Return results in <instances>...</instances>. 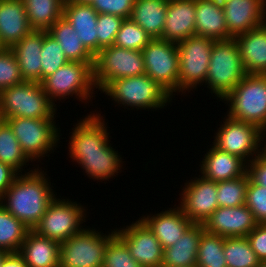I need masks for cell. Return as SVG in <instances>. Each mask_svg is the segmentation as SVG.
Returning a JSON list of instances; mask_svg holds the SVG:
<instances>
[{
    "mask_svg": "<svg viewBox=\"0 0 266 267\" xmlns=\"http://www.w3.org/2000/svg\"><path fill=\"white\" fill-rule=\"evenodd\" d=\"M92 112L73 125L68 151L89 179L109 181L121 172L124 159L111 147L104 117L96 110Z\"/></svg>",
    "mask_w": 266,
    "mask_h": 267,
    "instance_id": "6da1fadb",
    "label": "cell"
},
{
    "mask_svg": "<svg viewBox=\"0 0 266 267\" xmlns=\"http://www.w3.org/2000/svg\"><path fill=\"white\" fill-rule=\"evenodd\" d=\"M38 168L39 165L23 175L19 173L0 199L2 206L30 230L38 224L57 195L46 171Z\"/></svg>",
    "mask_w": 266,
    "mask_h": 267,
    "instance_id": "7a4b0ae2",
    "label": "cell"
},
{
    "mask_svg": "<svg viewBox=\"0 0 266 267\" xmlns=\"http://www.w3.org/2000/svg\"><path fill=\"white\" fill-rule=\"evenodd\" d=\"M100 92L110 96L119 106L123 105L124 108L129 106L133 110L136 108L149 111L152 108L151 110L156 111L171 104L174 98L146 74L116 79L109 82Z\"/></svg>",
    "mask_w": 266,
    "mask_h": 267,
    "instance_id": "3957f363",
    "label": "cell"
},
{
    "mask_svg": "<svg viewBox=\"0 0 266 267\" xmlns=\"http://www.w3.org/2000/svg\"><path fill=\"white\" fill-rule=\"evenodd\" d=\"M56 105L48 98L40 82L23 81L0 91V115L3 119H55Z\"/></svg>",
    "mask_w": 266,
    "mask_h": 267,
    "instance_id": "277c9868",
    "label": "cell"
},
{
    "mask_svg": "<svg viewBox=\"0 0 266 267\" xmlns=\"http://www.w3.org/2000/svg\"><path fill=\"white\" fill-rule=\"evenodd\" d=\"M246 75L235 39L215 40L205 81L210 93L223 102Z\"/></svg>",
    "mask_w": 266,
    "mask_h": 267,
    "instance_id": "5b68a950",
    "label": "cell"
},
{
    "mask_svg": "<svg viewBox=\"0 0 266 267\" xmlns=\"http://www.w3.org/2000/svg\"><path fill=\"white\" fill-rule=\"evenodd\" d=\"M223 101L230 118L266 129V75L247 74Z\"/></svg>",
    "mask_w": 266,
    "mask_h": 267,
    "instance_id": "8992f818",
    "label": "cell"
},
{
    "mask_svg": "<svg viewBox=\"0 0 266 267\" xmlns=\"http://www.w3.org/2000/svg\"><path fill=\"white\" fill-rule=\"evenodd\" d=\"M93 64L69 61L41 82L44 92L54 104L56 100H64L73 95L87 104L96 92Z\"/></svg>",
    "mask_w": 266,
    "mask_h": 267,
    "instance_id": "52a82bcc",
    "label": "cell"
},
{
    "mask_svg": "<svg viewBox=\"0 0 266 267\" xmlns=\"http://www.w3.org/2000/svg\"><path fill=\"white\" fill-rule=\"evenodd\" d=\"M4 121L12 129L23 152L31 162L40 161L45 155L49 157V152H54L60 143L61 130L54 119L17 117L6 118Z\"/></svg>",
    "mask_w": 266,
    "mask_h": 267,
    "instance_id": "ba28073f",
    "label": "cell"
},
{
    "mask_svg": "<svg viewBox=\"0 0 266 267\" xmlns=\"http://www.w3.org/2000/svg\"><path fill=\"white\" fill-rule=\"evenodd\" d=\"M142 74H145L142 51L111 45L94 56L93 80L98 91L116 79Z\"/></svg>",
    "mask_w": 266,
    "mask_h": 267,
    "instance_id": "9c48e42d",
    "label": "cell"
},
{
    "mask_svg": "<svg viewBox=\"0 0 266 267\" xmlns=\"http://www.w3.org/2000/svg\"><path fill=\"white\" fill-rule=\"evenodd\" d=\"M101 232L85 227L61 243L59 267H102L106 246L116 228L107 235Z\"/></svg>",
    "mask_w": 266,
    "mask_h": 267,
    "instance_id": "30bf717a",
    "label": "cell"
},
{
    "mask_svg": "<svg viewBox=\"0 0 266 267\" xmlns=\"http://www.w3.org/2000/svg\"><path fill=\"white\" fill-rule=\"evenodd\" d=\"M84 208L76 201L55 197L33 231L61 244L84 229L81 225L86 222Z\"/></svg>",
    "mask_w": 266,
    "mask_h": 267,
    "instance_id": "8fae6325",
    "label": "cell"
},
{
    "mask_svg": "<svg viewBox=\"0 0 266 267\" xmlns=\"http://www.w3.org/2000/svg\"><path fill=\"white\" fill-rule=\"evenodd\" d=\"M214 41L211 38L193 35L177 43L180 65L179 93H189L205 83Z\"/></svg>",
    "mask_w": 266,
    "mask_h": 267,
    "instance_id": "7c38bea8",
    "label": "cell"
},
{
    "mask_svg": "<svg viewBox=\"0 0 266 267\" xmlns=\"http://www.w3.org/2000/svg\"><path fill=\"white\" fill-rule=\"evenodd\" d=\"M217 128L213 145L219 150L239 156L247 164L262 153L263 131L256 125L237 121L228 115ZM251 158V159H250Z\"/></svg>",
    "mask_w": 266,
    "mask_h": 267,
    "instance_id": "4fadbf2b",
    "label": "cell"
},
{
    "mask_svg": "<svg viewBox=\"0 0 266 267\" xmlns=\"http://www.w3.org/2000/svg\"><path fill=\"white\" fill-rule=\"evenodd\" d=\"M142 52L145 74L158 82L172 96L178 94L180 65L177 43L154 38Z\"/></svg>",
    "mask_w": 266,
    "mask_h": 267,
    "instance_id": "5bb4252c",
    "label": "cell"
},
{
    "mask_svg": "<svg viewBox=\"0 0 266 267\" xmlns=\"http://www.w3.org/2000/svg\"><path fill=\"white\" fill-rule=\"evenodd\" d=\"M189 181L182 187L178 205L192 223L203 224L218 208L217 182L201 175Z\"/></svg>",
    "mask_w": 266,
    "mask_h": 267,
    "instance_id": "9a60e30c",
    "label": "cell"
},
{
    "mask_svg": "<svg viewBox=\"0 0 266 267\" xmlns=\"http://www.w3.org/2000/svg\"><path fill=\"white\" fill-rule=\"evenodd\" d=\"M116 234L126 243L132 257L142 267L162 266L164 249L140 218L126 228H116Z\"/></svg>",
    "mask_w": 266,
    "mask_h": 267,
    "instance_id": "2e32d148",
    "label": "cell"
},
{
    "mask_svg": "<svg viewBox=\"0 0 266 267\" xmlns=\"http://www.w3.org/2000/svg\"><path fill=\"white\" fill-rule=\"evenodd\" d=\"M257 224L249 208L241 205L218 207L202 225L207 233L229 238L246 237Z\"/></svg>",
    "mask_w": 266,
    "mask_h": 267,
    "instance_id": "e0dca14e",
    "label": "cell"
},
{
    "mask_svg": "<svg viewBox=\"0 0 266 267\" xmlns=\"http://www.w3.org/2000/svg\"><path fill=\"white\" fill-rule=\"evenodd\" d=\"M222 5L233 38L266 22V0H227Z\"/></svg>",
    "mask_w": 266,
    "mask_h": 267,
    "instance_id": "ac0fdd59",
    "label": "cell"
},
{
    "mask_svg": "<svg viewBox=\"0 0 266 267\" xmlns=\"http://www.w3.org/2000/svg\"><path fill=\"white\" fill-rule=\"evenodd\" d=\"M195 0H168L161 39L179 43L195 35Z\"/></svg>",
    "mask_w": 266,
    "mask_h": 267,
    "instance_id": "d6986e66",
    "label": "cell"
},
{
    "mask_svg": "<svg viewBox=\"0 0 266 267\" xmlns=\"http://www.w3.org/2000/svg\"><path fill=\"white\" fill-rule=\"evenodd\" d=\"M168 209L154 215L141 216V220L153 232L163 249L173 245L193 224L179 205Z\"/></svg>",
    "mask_w": 266,
    "mask_h": 267,
    "instance_id": "ffe728a7",
    "label": "cell"
},
{
    "mask_svg": "<svg viewBox=\"0 0 266 267\" xmlns=\"http://www.w3.org/2000/svg\"><path fill=\"white\" fill-rule=\"evenodd\" d=\"M32 31L23 0H0V42L5 48H10Z\"/></svg>",
    "mask_w": 266,
    "mask_h": 267,
    "instance_id": "44dd1931",
    "label": "cell"
},
{
    "mask_svg": "<svg viewBox=\"0 0 266 267\" xmlns=\"http://www.w3.org/2000/svg\"><path fill=\"white\" fill-rule=\"evenodd\" d=\"M211 147L199 165V173L204 178L219 182L238 178L247 172V163L239 156L221 151L213 144Z\"/></svg>",
    "mask_w": 266,
    "mask_h": 267,
    "instance_id": "7402d4cb",
    "label": "cell"
},
{
    "mask_svg": "<svg viewBox=\"0 0 266 267\" xmlns=\"http://www.w3.org/2000/svg\"><path fill=\"white\" fill-rule=\"evenodd\" d=\"M63 18L72 25L85 48L95 56L97 54L98 13L93 7L90 4L65 0Z\"/></svg>",
    "mask_w": 266,
    "mask_h": 267,
    "instance_id": "603a6c76",
    "label": "cell"
},
{
    "mask_svg": "<svg viewBox=\"0 0 266 267\" xmlns=\"http://www.w3.org/2000/svg\"><path fill=\"white\" fill-rule=\"evenodd\" d=\"M234 39L246 73L266 75V22Z\"/></svg>",
    "mask_w": 266,
    "mask_h": 267,
    "instance_id": "cb8c5ba5",
    "label": "cell"
},
{
    "mask_svg": "<svg viewBox=\"0 0 266 267\" xmlns=\"http://www.w3.org/2000/svg\"><path fill=\"white\" fill-rule=\"evenodd\" d=\"M43 31L33 30L22 40L12 45L10 49L15 55L24 81L41 83V51Z\"/></svg>",
    "mask_w": 266,
    "mask_h": 267,
    "instance_id": "d4e9b609",
    "label": "cell"
},
{
    "mask_svg": "<svg viewBox=\"0 0 266 267\" xmlns=\"http://www.w3.org/2000/svg\"><path fill=\"white\" fill-rule=\"evenodd\" d=\"M60 243L29 230L18 254L27 267H59Z\"/></svg>",
    "mask_w": 266,
    "mask_h": 267,
    "instance_id": "484cf974",
    "label": "cell"
},
{
    "mask_svg": "<svg viewBox=\"0 0 266 267\" xmlns=\"http://www.w3.org/2000/svg\"><path fill=\"white\" fill-rule=\"evenodd\" d=\"M195 35L213 40L233 38L227 30L223 5L215 0H195Z\"/></svg>",
    "mask_w": 266,
    "mask_h": 267,
    "instance_id": "4316f807",
    "label": "cell"
},
{
    "mask_svg": "<svg viewBox=\"0 0 266 267\" xmlns=\"http://www.w3.org/2000/svg\"><path fill=\"white\" fill-rule=\"evenodd\" d=\"M202 224H192L173 245L164 249L162 266L196 267Z\"/></svg>",
    "mask_w": 266,
    "mask_h": 267,
    "instance_id": "83f0119b",
    "label": "cell"
},
{
    "mask_svg": "<svg viewBox=\"0 0 266 267\" xmlns=\"http://www.w3.org/2000/svg\"><path fill=\"white\" fill-rule=\"evenodd\" d=\"M168 0H135L130 19L151 39L161 38L165 25Z\"/></svg>",
    "mask_w": 266,
    "mask_h": 267,
    "instance_id": "f1b7e54d",
    "label": "cell"
},
{
    "mask_svg": "<svg viewBox=\"0 0 266 267\" xmlns=\"http://www.w3.org/2000/svg\"><path fill=\"white\" fill-rule=\"evenodd\" d=\"M47 32L60 44L68 61L94 63V56L85 48L72 25L63 17Z\"/></svg>",
    "mask_w": 266,
    "mask_h": 267,
    "instance_id": "f546056e",
    "label": "cell"
},
{
    "mask_svg": "<svg viewBox=\"0 0 266 267\" xmlns=\"http://www.w3.org/2000/svg\"><path fill=\"white\" fill-rule=\"evenodd\" d=\"M33 30L47 31L63 17L65 0H23Z\"/></svg>",
    "mask_w": 266,
    "mask_h": 267,
    "instance_id": "4dcf8cb0",
    "label": "cell"
},
{
    "mask_svg": "<svg viewBox=\"0 0 266 267\" xmlns=\"http://www.w3.org/2000/svg\"><path fill=\"white\" fill-rule=\"evenodd\" d=\"M29 230L0 203V249L7 253H18Z\"/></svg>",
    "mask_w": 266,
    "mask_h": 267,
    "instance_id": "1f68e13d",
    "label": "cell"
},
{
    "mask_svg": "<svg viewBox=\"0 0 266 267\" xmlns=\"http://www.w3.org/2000/svg\"><path fill=\"white\" fill-rule=\"evenodd\" d=\"M30 161L23 152L10 126L3 121L0 124V162L11 166L18 173L23 174L22 171L25 170V166Z\"/></svg>",
    "mask_w": 266,
    "mask_h": 267,
    "instance_id": "d6a6232c",
    "label": "cell"
},
{
    "mask_svg": "<svg viewBox=\"0 0 266 267\" xmlns=\"http://www.w3.org/2000/svg\"><path fill=\"white\" fill-rule=\"evenodd\" d=\"M223 253L227 267H258L260 264L246 237L225 238Z\"/></svg>",
    "mask_w": 266,
    "mask_h": 267,
    "instance_id": "836d02e7",
    "label": "cell"
},
{
    "mask_svg": "<svg viewBox=\"0 0 266 267\" xmlns=\"http://www.w3.org/2000/svg\"><path fill=\"white\" fill-rule=\"evenodd\" d=\"M224 241L225 237L204 232L199 241L196 267H227Z\"/></svg>",
    "mask_w": 266,
    "mask_h": 267,
    "instance_id": "e575fe53",
    "label": "cell"
},
{
    "mask_svg": "<svg viewBox=\"0 0 266 267\" xmlns=\"http://www.w3.org/2000/svg\"><path fill=\"white\" fill-rule=\"evenodd\" d=\"M248 173L232 180L217 182L218 207L245 205Z\"/></svg>",
    "mask_w": 266,
    "mask_h": 267,
    "instance_id": "d590c367",
    "label": "cell"
},
{
    "mask_svg": "<svg viewBox=\"0 0 266 267\" xmlns=\"http://www.w3.org/2000/svg\"><path fill=\"white\" fill-rule=\"evenodd\" d=\"M40 56L42 57L41 82L69 62L64 52H62L60 44L47 31H43V45Z\"/></svg>",
    "mask_w": 266,
    "mask_h": 267,
    "instance_id": "8d00e7d4",
    "label": "cell"
},
{
    "mask_svg": "<svg viewBox=\"0 0 266 267\" xmlns=\"http://www.w3.org/2000/svg\"><path fill=\"white\" fill-rule=\"evenodd\" d=\"M150 40V36L143 30V28L128 18L124 19L113 45L128 50L142 51Z\"/></svg>",
    "mask_w": 266,
    "mask_h": 267,
    "instance_id": "74e56055",
    "label": "cell"
},
{
    "mask_svg": "<svg viewBox=\"0 0 266 267\" xmlns=\"http://www.w3.org/2000/svg\"><path fill=\"white\" fill-rule=\"evenodd\" d=\"M102 267H142L131 255L126 243L115 234L108 242Z\"/></svg>",
    "mask_w": 266,
    "mask_h": 267,
    "instance_id": "f35d334b",
    "label": "cell"
},
{
    "mask_svg": "<svg viewBox=\"0 0 266 267\" xmlns=\"http://www.w3.org/2000/svg\"><path fill=\"white\" fill-rule=\"evenodd\" d=\"M124 18L111 14H98L97 19V53L104 47L114 44L116 35Z\"/></svg>",
    "mask_w": 266,
    "mask_h": 267,
    "instance_id": "ab89813d",
    "label": "cell"
},
{
    "mask_svg": "<svg viewBox=\"0 0 266 267\" xmlns=\"http://www.w3.org/2000/svg\"><path fill=\"white\" fill-rule=\"evenodd\" d=\"M23 81L14 53L4 48L0 51V91Z\"/></svg>",
    "mask_w": 266,
    "mask_h": 267,
    "instance_id": "60d3db41",
    "label": "cell"
},
{
    "mask_svg": "<svg viewBox=\"0 0 266 267\" xmlns=\"http://www.w3.org/2000/svg\"><path fill=\"white\" fill-rule=\"evenodd\" d=\"M245 205L253 213L257 223H266V188L255 184L249 175Z\"/></svg>",
    "mask_w": 266,
    "mask_h": 267,
    "instance_id": "b9f144b4",
    "label": "cell"
},
{
    "mask_svg": "<svg viewBox=\"0 0 266 267\" xmlns=\"http://www.w3.org/2000/svg\"><path fill=\"white\" fill-rule=\"evenodd\" d=\"M135 0H92L90 5L98 14L117 15L130 18Z\"/></svg>",
    "mask_w": 266,
    "mask_h": 267,
    "instance_id": "7bdbcfd3",
    "label": "cell"
},
{
    "mask_svg": "<svg viewBox=\"0 0 266 267\" xmlns=\"http://www.w3.org/2000/svg\"><path fill=\"white\" fill-rule=\"evenodd\" d=\"M260 261H266V223H258L246 236Z\"/></svg>",
    "mask_w": 266,
    "mask_h": 267,
    "instance_id": "ee69618b",
    "label": "cell"
},
{
    "mask_svg": "<svg viewBox=\"0 0 266 267\" xmlns=\"http://www.w3.org/2000/svg\"><path fill=\"white\" fill-rule=\"evenodd\" d=\"M249 178L257 185L266 188V155L263 153L247 164Z\"/></svg>",
    "mask_w": 266,
    "mask_h": 267,
    "instance_id": "f6af8a7d",
    "label": "cell"
},
{
    "mask_svg": "<svg viewBox=\"0 0 266 267\" xmlns=\"http://www.w3.org/2000/svg\"><path fill=\"white\" fill-rule=\"evenodd\" d=\"M18 174L11 166L0 162V199Z\"/></svg>",
    "mask_w": 266,
    "mask_h": 267,
    "instance_id": "bcb514c9",
    "label": "cell"
},
{
    "mask_svg": "<svg viewBox=\"0 0 266 267\" xmlns=\"http://www.w3.org/2000/svg\"><path fill=\"white\" fill-rule=\"evenodd\" d=\"M1 267H27L18 253H7L1 262Z\"/></svg>",
    "mask_w": 266,
    "mask_h": 267,
    "instance_id": "7dc6e473",
    "label": "cell"
},
{
    "mask_svg": "<svg viewBox=\"0 0 266 267\" xmlns=\"http://www.w3.org/2000/svg\"><path fill=\"white\" fill-rule=\"evenodd\" d=\"M265 137H266V129L263 131V141H262L263 144H264V145L262 144V146H263L262 147V153L264 155H266V142H265L266 141V138ZM264 139H265V141H264Z\"/></svg>",
    "mask_w": 266,
    "mask_h": 267,
    "instance_id": "c3c4849f",
    "label": "cell"
},
{
    "mask_svg": "<svg viewBox=\"0 0 266 267\" xmlns=\"http://www.w3.org/2000/svg\"><path fill=\"white\" fill-rule=\"evenodd\" d=\"M72 1L79 3V4H90L92 0H72Z\"/></svg>",
    "mask_w": 266,
    "mask_h": 267,
    "instance_id": "681fc988",
    "label": "cell"
},
{
    "mask_svg": "<svg viewBox=\"0 0 266 267\" xmlns=\"http://www.w3.org/2000/svg\"><path fill=\"white\" fill-rule=\"evenodd\" d=\"M7 254V252L3 251L2 249H0V267H1V262L3 260V257Z\"/></svg>",
    "mask_w": 266,
    "mask_h": 267,
    "instance_id": "f907efd6",
    "label": "cell"
},
{
    "mask_svg": "<svg viewBox=\"0 0 266 267\" xmlns=\"http://www.w3.org/2000/svg\"><path fill=\"white\" fill-rule=\"evenodd\" d=\"M258 267H266V261H260V264Z\"/></svg>",
    "mask_w": 266,
    "mask_h": 267,
    "instance_id": "816d5d0a",
    "label": "cell"
},
{
    "mask_svg": "<svg viewBox=\"0 0 266 267\" xmlns=\"http://www.w3.org/2000/svg\"><path fill=\"white\" fill-rule=\"evenodd\" d=\"M5 47L3 46V44L0 42V51L3 50Z\"/></svg>",
    "mask_w": 266,
    "mask_h": 267,
    "instance_id": "f5cc1de1",
    "label": "cell"
},
{
    "mask_svg": "<svg viewBox=\"0 0 266 267\" xmlns=\"http://www.w3.org/2000/svg\"><path fill=\"white\" fill-rule=\"evenodd\" d=\"M215 1H218L219 3H223L224 1H227V0H215Z\"/></svg>",
    "mask_w": 266,
    "mask_h": 267,
    "instance_id": "db71d44e",
    "label": "cell"
},
{
    "mask_svg": "<svg viewBox=\"0 0 266 267\" xmlns=\"http://www.w3.org/2000/svg\"><path fill=\"white\" fill-rule=\"evenodd\" d=\"M4 121V119L2 118V116L0 115V124Z\"/></svg>",
    "mask_w": 266,
    "mask_h": 267,
    "instance_id": "11a10c76",
    "label": "cell"
}]
</instances>
